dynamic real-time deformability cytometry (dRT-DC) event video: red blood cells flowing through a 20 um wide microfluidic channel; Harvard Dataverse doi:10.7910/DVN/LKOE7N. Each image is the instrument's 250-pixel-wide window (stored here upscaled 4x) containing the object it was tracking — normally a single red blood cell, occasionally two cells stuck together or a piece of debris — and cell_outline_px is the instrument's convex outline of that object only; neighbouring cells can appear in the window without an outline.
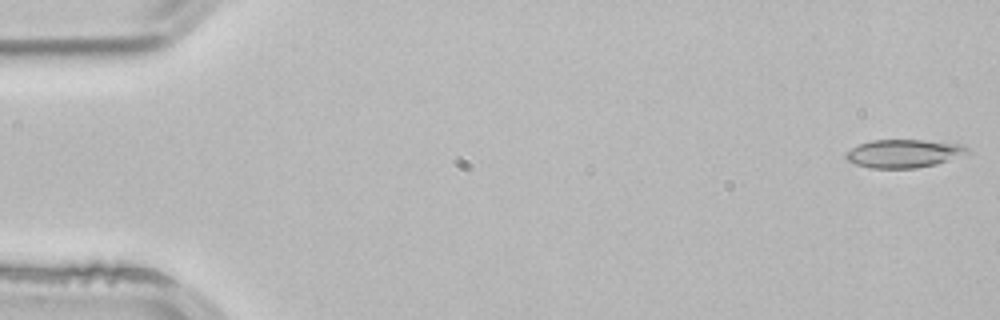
{"species": "common noctule bat (a hibernating species)", "species_latin": "Nyctalus noctula", "temperature_condition": "room temperature", "stored_images_in_passage": 50, "camera_frame_rate_fps": 3000, "um_per_image_px": 0.085, "animal": {"sex": "male", "body_mass_g": 21.5, "forearm_length_mm": 52.0}, "frame": {"image": 1, "passage_image": 1, "time_ms": 0.0, "image_size_px": [1000, 320], "cell_outline_px": [[968, 152], [936, 164], [916, 168], [872, 168], [856, 164], [848, 160], [844, 156], [852, 148], [860, 144], [872, 140], [924, 140], [964, 144], [968, 148]], "centroid_in_image_um": [76.82, 13.04], "position_along_channel_um": 8.2, "area_um2": 19.65}}
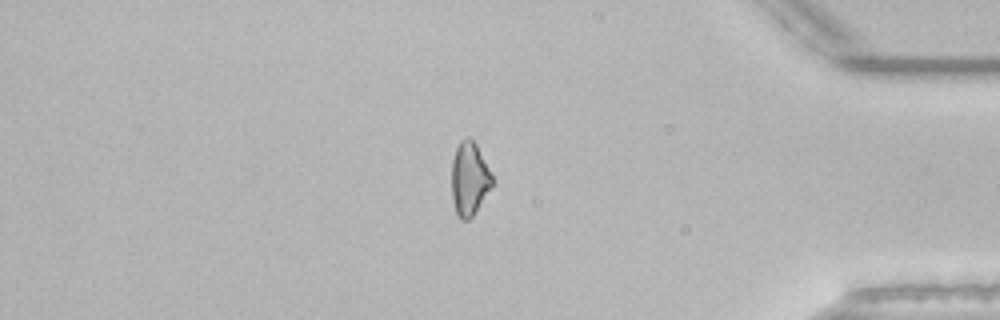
{"frame": {"image": 2, "passage_image": 44, "time_ms": 14.333, "image_size_px": [1000, 320], "cell_outline_px": [[496, 184], [472, 216], [468, 220], [460, 220], [456, 212], [452, 200], [452, 160], [456, 148], [460, 140], [468, 136], [476, 144], [496, 180]], "centroid_in_image_um": [39.94, 15.21], "position_along_channel_um": 395.3, "area_um2": 17.8}}